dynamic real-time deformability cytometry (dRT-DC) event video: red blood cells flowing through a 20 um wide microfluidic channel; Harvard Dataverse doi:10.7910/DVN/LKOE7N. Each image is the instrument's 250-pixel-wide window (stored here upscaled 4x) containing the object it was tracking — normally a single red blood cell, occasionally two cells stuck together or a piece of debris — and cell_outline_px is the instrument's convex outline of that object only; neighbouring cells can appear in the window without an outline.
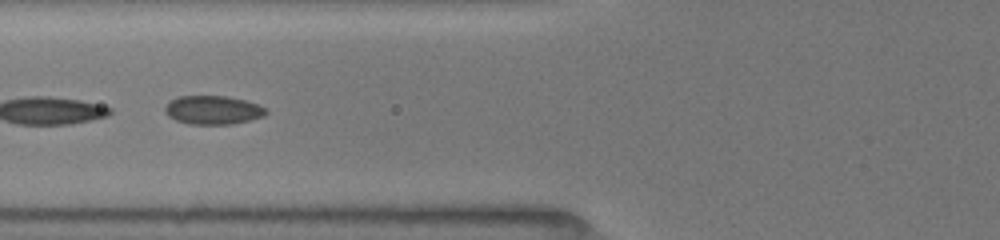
{"species": "common noctule bat (a hibernating species)", "species_latin": "Nyctalus noctula", "temperature_condition": "room temperature", "stored_images_in_passage": 27, "segment_of_instrument_passage": [2, 2], "camera_frame_rate_fps": 3000, "um_per_image_px": 0.085, "animal": {"sex": "female", "body_mass_g": 19.5, "forearm_length_mm": 54.1}, "frame": {"image": 1, "passage_image": 22, "time_ms": 7.0, "image_size_px": [1000, 240], "cell_outline_px": [[268, 112], [264, 116], [232, 124], [188, 124], [176, 120], [168, 116], [164, 112], [164, 108], [172, 100], [180, 96], [224, 96], [244, 100], [256, 104], [264, 108]], "centroid_in_image_um": [18.08, 9.36], "position_along_channel_um": 107.7, "area_um2": 16.65}}